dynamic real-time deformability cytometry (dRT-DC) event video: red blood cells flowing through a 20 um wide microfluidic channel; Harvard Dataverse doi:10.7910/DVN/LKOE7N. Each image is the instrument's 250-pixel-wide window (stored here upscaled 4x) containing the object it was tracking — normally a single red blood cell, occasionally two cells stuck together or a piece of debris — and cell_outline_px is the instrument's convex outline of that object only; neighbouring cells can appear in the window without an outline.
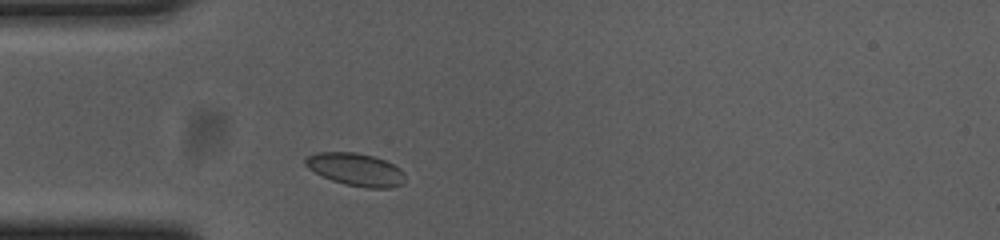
{"species": "common noctule bat (a hibernating species)", "species_latin": "Nyctalus noctula", "temperature_condition": "cold", "stored_images_in_passage": 30, "camera_frame_rate_fps": 3000, "um_per_image_px": 0.085, "animal": {"sex": "female", "body_mass_g": 23.0, "forearm_length_mm": 53.4}, "frame": {"image": 1, "passage_image": 1, "time_ms": 0.0, "image_size_px": [1000, 240], "cell_outline_px": [[404, 184], [388, 188], [368, 188], [344, 184], [332, 180], [308, 168], [304, 164], [304, 160], [308, 156], [320, 152], [356, 152], [372, 156], [384, 160], [400, 168], [404, 172]], "centroid_in_image_um": [30.26, 14.41], "position_along_channel_um": 54.7, "area_um2": 18.84}}
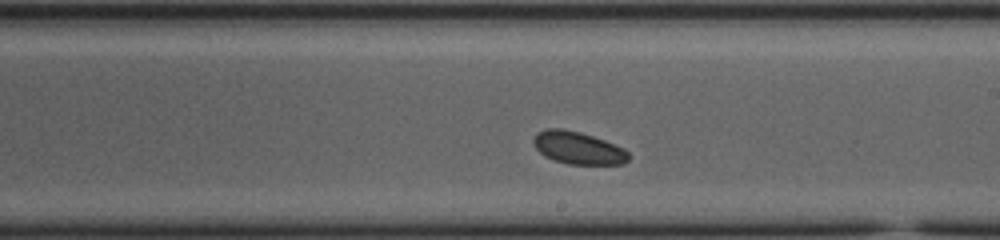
{"frame": {"image": 2, "passage_image": 17, "time_ms": 5.333, "image_size_px": [1000, 240], "cell_outline_px": [[628, 160], [624, 164], [568, 164], [552, 160], [544, 156], [532, 144], [532, 140], [540, 132], [548, 128], [560, 128], [580, 132], [604, 140], [624, 148], [628, 152]], "centroid_in_image_um": [49.13, 12.58], "position_along_channel_um": 239.9, "area_um2": 17.92}}
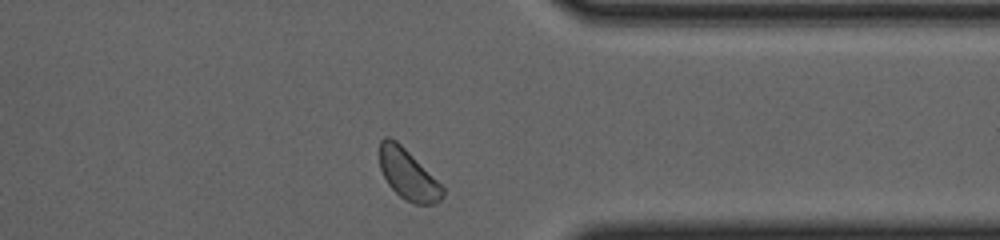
{"frame": {"image": 3, "passage_image": 29, "time_ms": 9.333, "image_size_px": [1000, 240], "cell_outline_px": [[444, 196], [440, 200], [432, 204], [416, 204], [404, 200], [388, 184], [380, 168], [380, 140], [384, 136], [388, 136], [396, 140], [444, 188]], "centroid_in_image_um": [34.66, 14.84], "position_along_channel_um": 376.7, "area_um2": 18.09}, "authors_computed_cell_mechanics": {"area_um2": 18.0914, "velocity_mm_per_s": 3.5824, "shape_relaxation_time_tau1_ms": null, "shape_relaxation_time_tau2_ms": 3.7686, "deformation_change_tau1": null, "deformation_change_tau2": 0.0489}}